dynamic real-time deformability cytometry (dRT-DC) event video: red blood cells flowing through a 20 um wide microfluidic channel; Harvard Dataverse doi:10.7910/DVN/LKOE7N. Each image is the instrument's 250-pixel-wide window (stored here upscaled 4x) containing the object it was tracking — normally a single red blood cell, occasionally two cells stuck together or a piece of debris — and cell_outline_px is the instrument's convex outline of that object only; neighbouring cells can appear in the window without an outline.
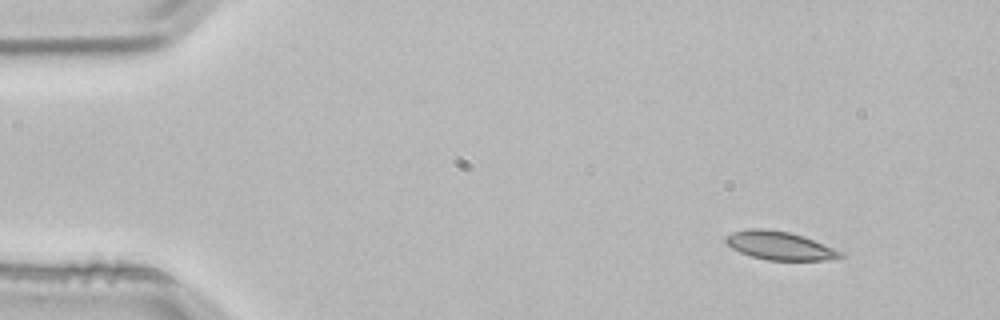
{"species": "common noctule bat (a hibernating species)", "species_latin": "Nyctalus noctula", "temperature_condition": "room temperature", "stored_images_in_passage": 3, "camera_frame_rate_fps": 3000, "um_per_image_px": 0.085, "animal": {"sex": "male", "body_mass_g": 21.5, "forearm_length_mm": 52.0}, "frame": {"image": 1, "passage_image": 1, "time_ms": 0.0, "image_size_px": [1000, 320], "cell_outline_px": [[844, 256], [824, 260], [768, 260], [752, 256], [740, 252], [732, 248], [724, 240], [724, 236], [732, 232], [748, 228], [764, 228], [788, 232], [804, 236], [844, 252]], "centroid_in_image_um": [66.25, 20.87], "position_along_channel_um": 18.7, "area_um2": 18.96}}
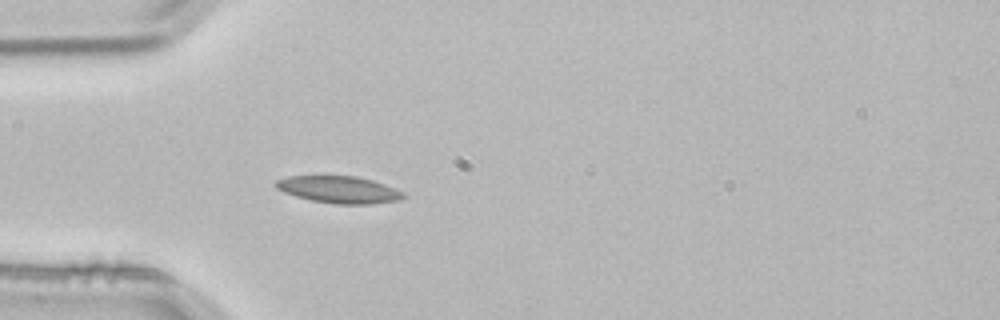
{"frame": {"image": 2, "passage_image": 3, "time_ms": 0.667, "image_size_px": [1000, 320], "cell_outline_px": [[408, 196], [400, 200], [372, 204], [332, 204], [312, 200], [296, 196], [284, 192], [276, 188], [272, 184], [276, 180], [288, 176], [356, 176], [372, 180], [384, 184], [404, 192]], "centroid_in_image_um": [28.82, 16.12], "position_along_channel_um": 56.2, "area_um2": 20.23}}